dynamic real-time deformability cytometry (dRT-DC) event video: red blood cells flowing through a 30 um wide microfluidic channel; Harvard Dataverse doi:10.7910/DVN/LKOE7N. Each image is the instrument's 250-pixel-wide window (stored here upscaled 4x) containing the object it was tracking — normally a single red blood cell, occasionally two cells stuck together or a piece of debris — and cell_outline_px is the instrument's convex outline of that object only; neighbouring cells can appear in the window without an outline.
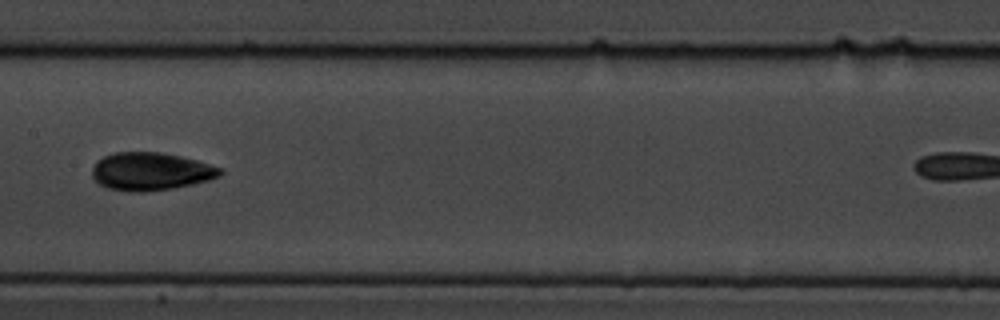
{"species": "common noctule bat (a hibernating species)", "species_latin": "Nyctalus noctula", "temperature_condition": "cold", "stored_images_in_passage": 13, "camera_frame_rate_fps": 3000, "um_per_image_px": 0.085, "animal": {"sex": "male", "body_mass_g": 19.5, "forearm_length_mm": 54.6}, "frame": {"image": 1, "passage_image": 8, "time_ms": 2.333, "image_size_px": [1000, 320], "cell_outline_px": [[224, 172], [220, 176], [208, 180], [192, 184], [172, 188], [140, 192], [128, 192], [108, 188], [100, 184], [92, 176], [92, 168], [96, 160], [112, 152], [160, 152], [180, 156], [196, 160], [224, 168]], "centroid_in_image_um": [12.81, 14.56], "position_along_channel_um": 194.6, "area_um2": 28.38}}
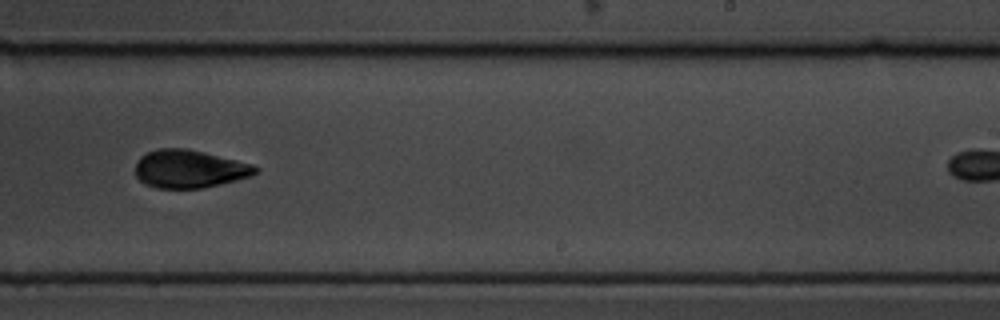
{"frame": {"image": 2, "passage_image": 10, "time_ms": 3.0, "image_size_px": [1000, 320], "cell_outline_px": [[260, 168], [256, 172], [248, 176], [236, 180], [204, 188], [156, 188], [144, 184], [136, 176], [136, 164], [140, 156], [148, 152], [160, 148], [188, 148], [252, 164]], "centroid_in_image_um": [16.07, 14.36], "position_along_channel_um": 272.9, "area_um2": 26.47}}
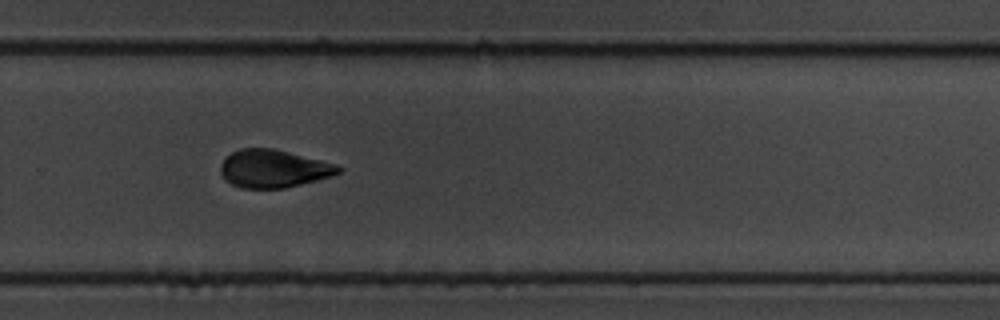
{"frame": {"image": 3, "passage_image": 11, "time_ms": 3.333, "image_size_px": [1000, 320], "cell_outline_px": [[344, 168], [340, 172], [332, 176], [284, 188], [240, 188], [224, 180], [220, 172], [220, 164], [232, 152], [240, 148], [272, 148], [336, 164]], "centroid_in_image_um": [23.23, 14.34], "position_along_channel_um": 306.6, "area_um2": 25.89}}